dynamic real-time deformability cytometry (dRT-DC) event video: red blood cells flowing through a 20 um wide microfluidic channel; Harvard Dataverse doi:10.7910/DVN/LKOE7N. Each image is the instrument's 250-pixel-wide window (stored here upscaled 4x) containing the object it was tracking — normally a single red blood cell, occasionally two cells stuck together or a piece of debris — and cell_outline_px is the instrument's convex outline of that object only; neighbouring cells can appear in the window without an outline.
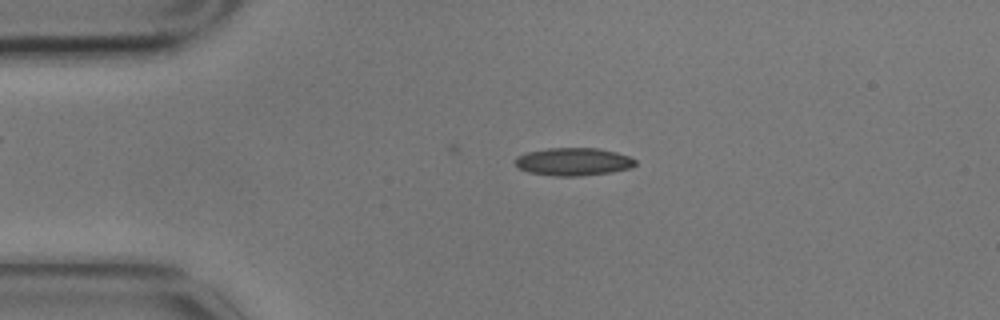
{"species": "common noctule bat (a hibernating species)", "species_latin": "Nyctalus noctula", "temperature_condition": "cold", "stored_images_in_passage": 3, "camera_frame_rate_fps": 3000, "um_per_image_px": 0.085, "animal": {"sex": "male", "body_mass_g": 17.9}, "frame": {"image": 1, "passage_image": 1, "time_ms": 0.0, "image_size_px": [1000, 320], "cell_outline_px": [[636, 164], [632, 168], [612, 172], [580, 176], [556, 176], [528, 172], [520, 168], [516, 164], [516, 156], [528, 152], [548, 148], [600, 148], [616, 152], [628, 156], [636, 160]], "centroid_in_image_um": [48.77, 13.74], "position_along_channel_um": 36.2, "area_um2": 19.48}}